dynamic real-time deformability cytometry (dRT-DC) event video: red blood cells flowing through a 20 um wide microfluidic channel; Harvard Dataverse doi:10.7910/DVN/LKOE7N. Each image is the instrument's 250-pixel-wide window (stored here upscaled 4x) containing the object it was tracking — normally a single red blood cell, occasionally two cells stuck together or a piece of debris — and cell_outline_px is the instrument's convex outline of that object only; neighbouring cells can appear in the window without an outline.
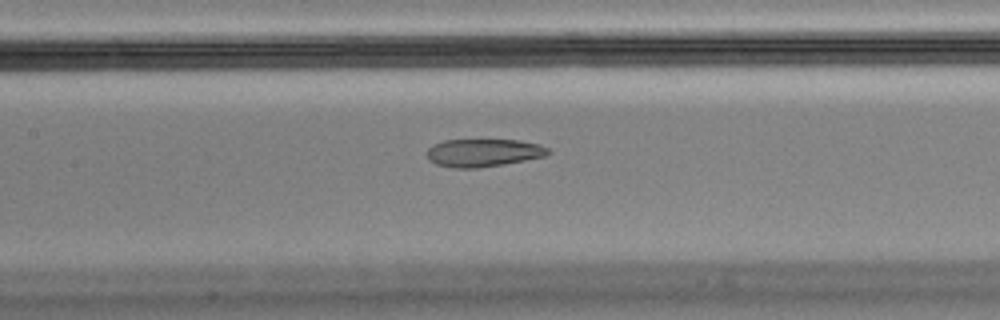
{"species": "Egyptian fruit bat (a non-hibernating species)", "species_latin": "Rousettus aegyptiacus", "temperature_condition": "cold", "stored_images_in_passage": 43, "camera_frame_rate_fps": 3000, "um_per_image_px": 0.085, "animal": {"sex": "male"}, "frame": {"image": 1, "passage_image": 13, "time_ms": 4.0, "image_size_px": [1000, 320], "cell_outline_px": [[552, 152], [544, 156], [524, 160], [480, 168], [456, 168], [436, 164], [428, 160], [428, 148], [444, 140], [520, 140], [540, 144], [548, 148]], "centroid_in_image_um": [41.11, 12.98], "position_along_channel_um": 166.3, "area_um2": 19.54}, "authors_computed_cell_mechanics": {"area_um2": 22.7154, "velocity_mm_per_s": 3.5743, "shape_relaxation_time_tau1_ms": null, "shape_relaxation_time_tau2_ms": 1.7864, "deformation_change_tau1": null, "deformation_change_tau2": 0.0824}}